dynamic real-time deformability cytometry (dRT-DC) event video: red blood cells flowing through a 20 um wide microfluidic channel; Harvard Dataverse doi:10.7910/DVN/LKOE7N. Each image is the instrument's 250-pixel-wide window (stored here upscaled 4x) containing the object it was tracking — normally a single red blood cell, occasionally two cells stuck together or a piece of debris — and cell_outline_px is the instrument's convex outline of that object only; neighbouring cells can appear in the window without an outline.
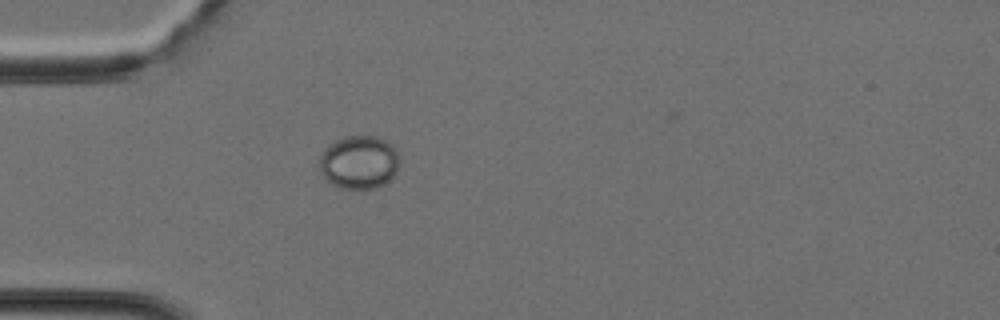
{"species": "Egyptian fruit bat (a non-hibernating species)", "species_latin": "Rousettus aegyptiacus", "temperature_condition": "cold", "stored_images_in_passage": 30, "camera_frame_rate_fps": 3000, "um_per_image_px": 0.085, "animal": {"sex": "female"}, "frame": {"image": 1, "passage_image": 1, "time_ms": 0.0, "image_size_px": [1000, 320], "cell_outline_px": [[396, 172], [384, 184], [376, 188], [340, 188], [332, 184], [320, 172], [320, 156], [336, 140], [344, 136], [376, 136], [388, 140], [396, 148]], "centroid_in_image_um": [30.52, 13.78], "position_along_channel_um": 54.5, "area_um2": 24.45}}
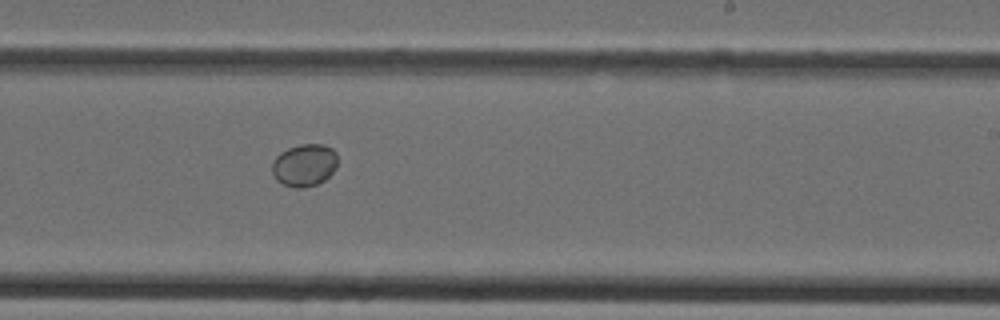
{"frame": {"image": 2, "passage_image": 14, "time_ms": 4.333, "image_size_px": [1000, 320], "cell_outline_px": [[336, 168], [324, 180], [316, 184], [304, 188], [296, 188], [284, 184], [276, 180], [272, 172], [272, 160], [280, 152], [288, 148], [300, 144], [324, 144], [332, 148], [336, 152]], "centroid_in_image_um": [25.85, 14.02], "position_along_channel_um": 263.1, "area_um2": 16.24}}
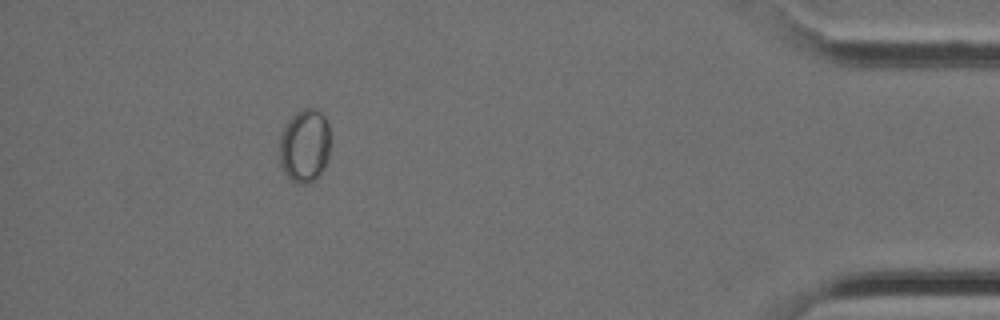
{"frame": {"image": 3, "passage_image": 26, "time_ms": 8.333, "image_size_px": [1000, 320], "cell_outline_px": [[328, 160], [320, 176], [316, 180], [308, 184], [300, 184], [292, 180], [284, 172], [280, 164], [280, 136], [288, 120], [296, 112], [304, 108], [312, 108], [320, 112], [324, 116], [328, 124]], "centroid_in_image_um": [25.9, 12.42], "position_along_channel_um": 409.3, "area_um2": 21.73}}